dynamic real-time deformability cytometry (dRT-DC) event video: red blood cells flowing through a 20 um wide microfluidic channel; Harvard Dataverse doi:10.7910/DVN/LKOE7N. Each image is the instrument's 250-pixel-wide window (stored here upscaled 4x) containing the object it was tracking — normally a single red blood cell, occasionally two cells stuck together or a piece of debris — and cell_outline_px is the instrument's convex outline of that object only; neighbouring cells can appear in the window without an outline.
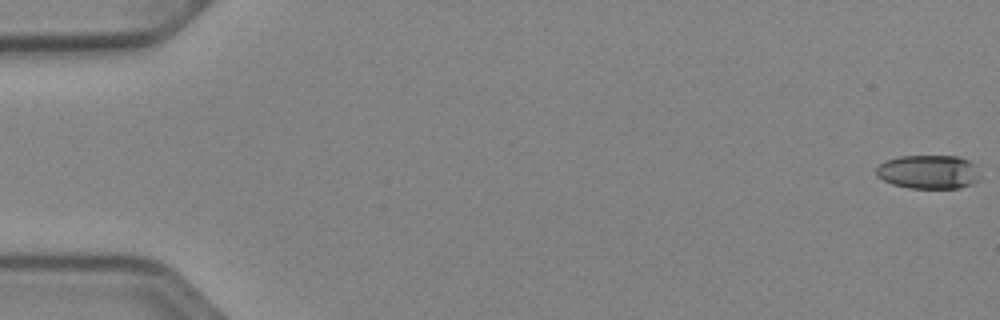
{"species": "Egyptian fruit bat (a non-hibernating species)", "species_latin": "Rousettus aegyptiacus", "temperature_condition": "cold", "stored_images_in_passage": 12, "camera_frame_rate_fps": 3000, "um_per_image_px": 0.085, "animal": {"sex": "female"}, "frame": {"image": 1, "passage_image": 1, "time_ms": 0.0, "image_size_px": [1000, 320], "cell_outline_px": [[980, 180], [972, 184], [960, 188], [908, 188], [892, 184], [876, 176], [876, 168], [880, 164], [888, 160], [900, 156], [960, 156], [976, 164]], "centroid_in_image_um": [78.96, 14.61], "position_along_channel_um": 6.0, "area_um2": 20.63}}